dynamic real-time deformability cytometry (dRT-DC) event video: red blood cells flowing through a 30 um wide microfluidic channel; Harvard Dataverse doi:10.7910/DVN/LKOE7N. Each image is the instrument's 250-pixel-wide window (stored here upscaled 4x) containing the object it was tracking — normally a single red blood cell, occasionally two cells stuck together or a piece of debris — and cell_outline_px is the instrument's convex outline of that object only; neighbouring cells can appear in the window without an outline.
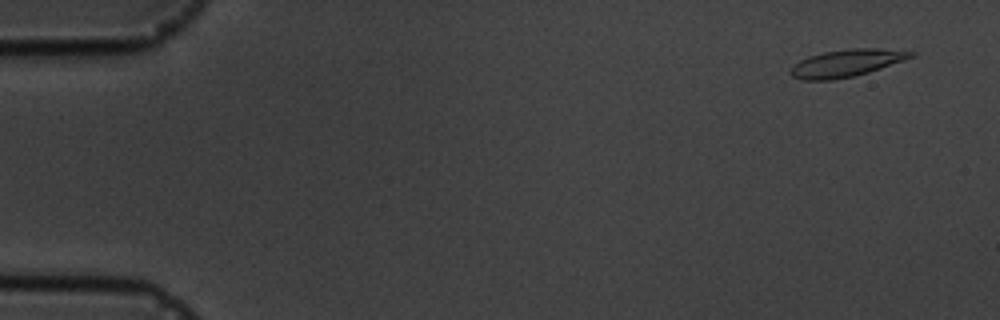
{"species": "common noctule bat (a hibernating species)", "species_latin": "Nyctalus noctula", "temperature_condition": "cold", "stored_images_in_passage": 5, "camera_frame_rate_fps": 3000, "um_per_image_px": 0.085, "animal": {"sex": "male", "body_mass_g": 19.5, "forearm_length_mm": 54.6}, "frame": {"image": 1, "passage_image": 1, "time_ms": 0.0, "image_size_px": [1000, 320], "cell_outline_px": [[916, 56], [868, 72], [852, 76], [832, 80], [804, 80], [792, 76], [788, 72], [800, 60], [808, 56], [824, 52], [852, 48], [876, 48], [916, 52]], "centroid_in_image_um": [71.95, 5.36], "position_along_channel_um": 13.1, "area_um2": 18.9}}